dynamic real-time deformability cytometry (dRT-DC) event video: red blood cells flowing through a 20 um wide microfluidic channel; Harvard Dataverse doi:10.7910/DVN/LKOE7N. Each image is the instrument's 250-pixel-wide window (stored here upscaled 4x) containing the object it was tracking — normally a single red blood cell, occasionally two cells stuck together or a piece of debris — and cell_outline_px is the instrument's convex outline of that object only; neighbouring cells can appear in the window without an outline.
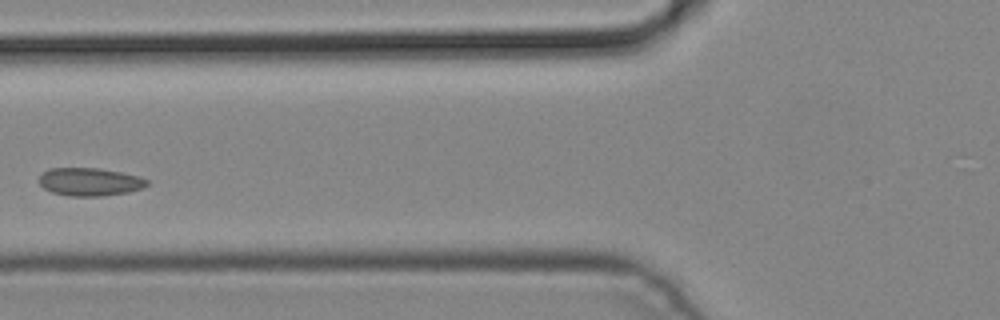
{"species": "common noctule bat (a hibernating species)", "species_latin": "Nyctalus noctula", "temperature_condition": "cold", "stored_images_in_passage": 6, "camera_frame_rate_fps": 3000, "um_per_image_px": 0.085, "animal": {"sex": "male", "body_mass_g": 19.2, "forearm_length_mm": 51.8}, "frame": {"image": 1, "passage_image": 4, "time_ms": 1.0, "image_size_px": [1000, 320], "cell_outline_px": [[148, 184], [140, 188], [128, 192], [100, 196], [68, 196], [52, 192], [44, 188], [40, 184], [40, 172], [48, 168], [100, 168], [140, 176], [148, 180]], "centroid_in_image_um": [7.6, 15.44], "position_along_channel_um": 118.2, "area_um2": 17.63}}
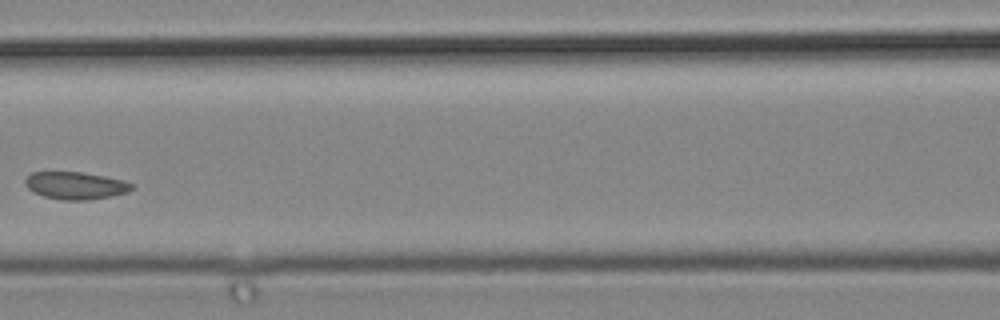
{"frame": {"image": 2, "passage_image": 5, "time_ms": 1.333, "image_size_px": [1000, 320], "cell_outline_px": [[136, 184], [128, 192], [112, 196], [88, 200], [60, 200], [44, 196], [32, 192], [24, 184], [24, 180], [32, 172], [84, 172], [124, 180]], "centroid_in_image_um": [6.43, 15.77], "position_along_channel_um": 160.2, "area_um2": 17.22}}
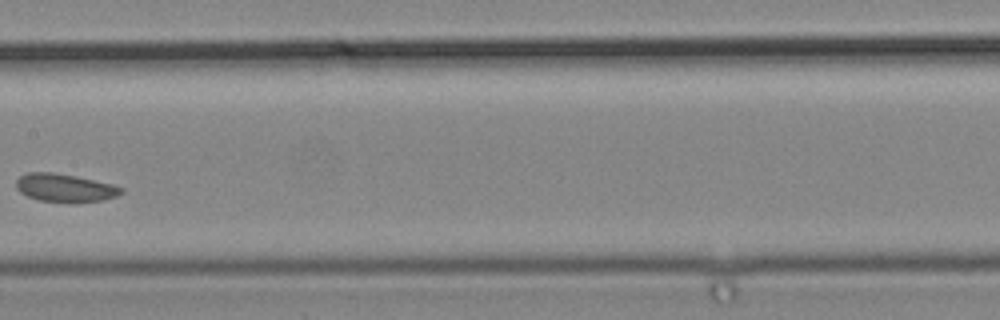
{"frame": {"image": 3, "passage_image": 6, "time_ms": 1.667, "image_size_px": [1000, 320], "cell_outline_px": [[124, 192], [116, 196], [104, 200], [40, 200], [28, 196], [20, 192], [16, 188], [16, 180], [20, 176], [28, 172], [52, 172], [76, 176], [112, 184], [124, 188]], "centroid_in_image_um": [5.51, 15.92], "position_along_channel_um": 201.9, "area_um2": 16.59}}